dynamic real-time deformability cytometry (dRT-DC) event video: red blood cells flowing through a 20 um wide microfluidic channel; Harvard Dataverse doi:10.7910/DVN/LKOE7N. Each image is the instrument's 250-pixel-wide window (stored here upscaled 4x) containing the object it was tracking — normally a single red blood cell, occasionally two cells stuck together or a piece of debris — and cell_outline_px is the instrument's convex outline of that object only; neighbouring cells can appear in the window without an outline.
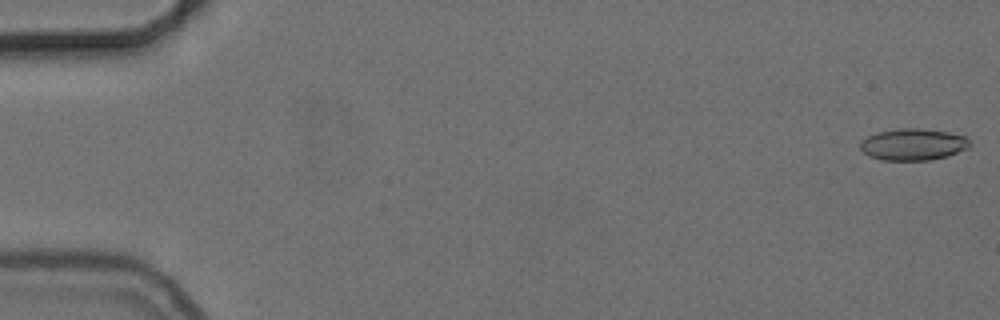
{"species": "common noctule bat (a hibernating species)", "species_latin": "Nyctalus noctula", "temperature_condition": "cold", "stored_images_in_passage": 26, "camera_frame_rate_fps": 3000, "um_per_image_px": 0.085, "animal": {"sex": "female", "body_mass_g": 24.6, "forearm_length_mm": 56.2}, "frame": {"image": 1, "passage_image": 1, "time_ms": 0.0, "image_size_px": [1000, 320], "cell_outline_px": [[968, 148], [948, 156], [928, 160], [880, 160], [868, 156], [860, 148], [860, 140], [876, 132], [896, 128], [920, 128], [948, 132], [964, 136], [968, 140]], "centroid_in_image_um": [77.56, 12.27], "position_along_channel_um": 7.4, "area_um2": 20.29}}